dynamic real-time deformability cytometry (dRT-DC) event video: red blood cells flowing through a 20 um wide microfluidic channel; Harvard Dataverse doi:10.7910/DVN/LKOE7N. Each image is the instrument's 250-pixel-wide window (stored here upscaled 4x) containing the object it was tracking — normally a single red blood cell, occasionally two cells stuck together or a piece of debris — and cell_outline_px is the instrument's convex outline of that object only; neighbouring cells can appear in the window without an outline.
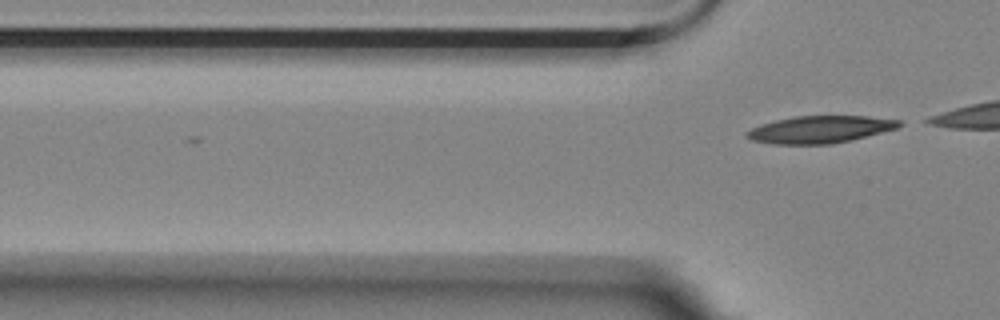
{"species": "Egyptian fruit bat (a non-hibernating species)", "species_latin": "Rousettus aegyptiacus", "temperature_condition": "room temperature", "stored_images_in_passage": 2, "camera_frame_rate_fps": 3000, "um_per_image_px": 0.085, "animal": {"sex": "female"}, "frame": {"image": 1, "passage_image": 2, "time_ms": 0.333, "image_size_px": [1000, 320], "cell_outline_px": [[904, 124], [896, 128], [832, 144], [772, 144], [752, 140], [744, 136], [744, 132], [760, 124], [792, 116], [868, 116], [900, 120]], "centroid_in_image_um": [69.63, 10.99], "position_along_channel_um": 56.2, "area_um2": 24.04}}